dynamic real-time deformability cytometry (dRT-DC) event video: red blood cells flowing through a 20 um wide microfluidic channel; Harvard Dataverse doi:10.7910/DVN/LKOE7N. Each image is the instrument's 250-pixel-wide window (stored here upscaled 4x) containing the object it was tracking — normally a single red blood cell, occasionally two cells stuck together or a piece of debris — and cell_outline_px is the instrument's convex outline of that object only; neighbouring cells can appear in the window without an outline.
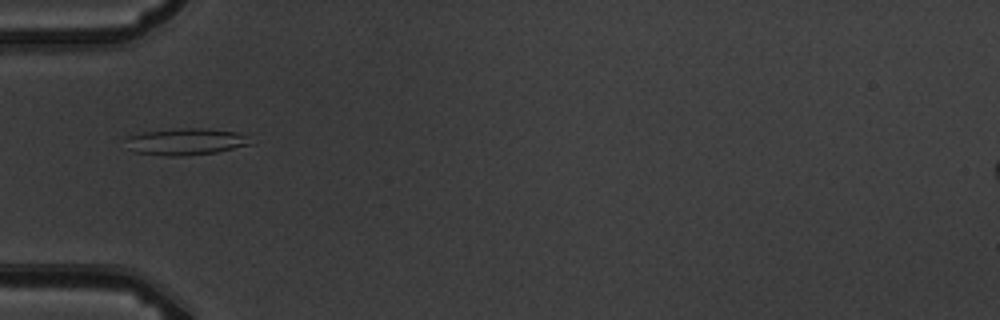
{"species": "common noctule bat (a hibernating species)", "species_latin": "Nyctalus noctula", "temperature_condition": "warm", "stored_images_in_passage": 7, "camera_frame_rate_fps": 3000, "um_per_image_px": 0.085, "animal": {"sex": "male", "body_mass_g": 19.5, "forearm_length_mm": 54.6}, "frame": {"image": 1, "passage_image": 1, "time_ms": 0.0, "image_size_px": [1000, 320], "cell_outline_px": [[252, 144], [216, 152], [184, 156], [164, 156], [136, 152], [128, 148], [128, 136], [144, 132], [176, 128], [204, 128], [252, 132]], "centroid_in_image_um": [15.96, 12.02], "position_along_channel_um": 69.0, "area_um2": 19.94}}
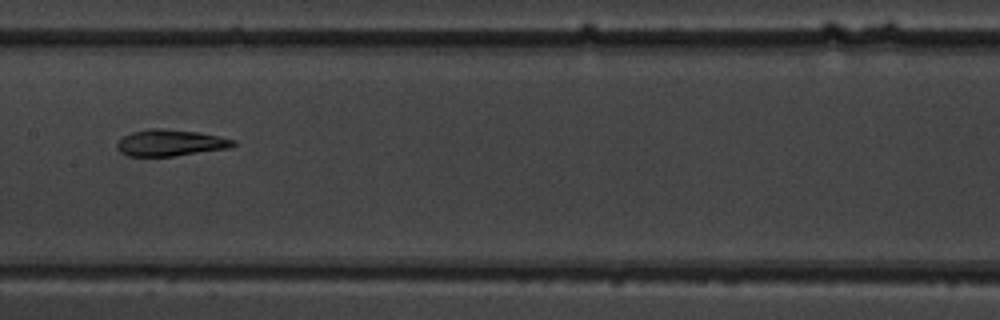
{"frame": {"image": 2, "passage_image": 4, "time_ms": 3.333, "image_size_px": [1000, 320], "cell_outline_px": [[236, 144], [228, 148], [172, 156], [128, 156], [120, 152], [116, 148], [116, 144], [124, 136], [132, 132], [148, 128], [164, 128], [196, 132], [236, 140]], "centroid_in_image_um": [14.43, 12.13], "position_along_channel_um": 193.0, "area_um2": 17.74}}
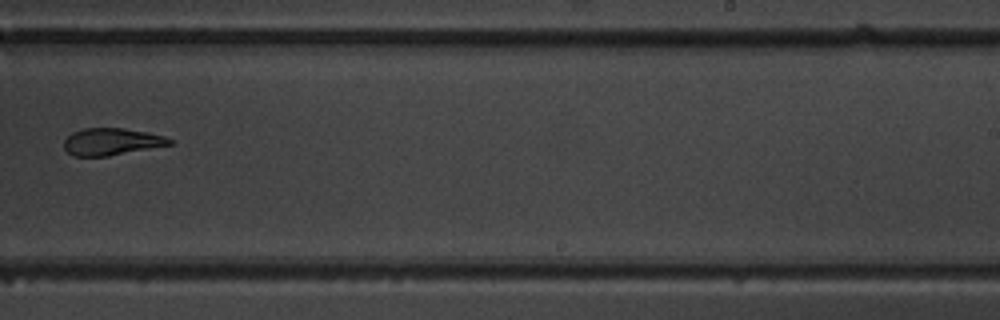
{"frame": {"image": 3, "passage_image": 6, "time_ms": 5.667, "image_size_px": [1000, 320], "cell_outline_px": [[172, 144], [108, 156], [72, 156], [64, 148], [64, 140], [72, 132], [84, 128], [124, 128], [148, 132], [164, 136], [172, 140]], "centroid_in_image_um": [9.46, 12.04], "position_along_channel_um": 279.5, "area_um2": 16.59}}